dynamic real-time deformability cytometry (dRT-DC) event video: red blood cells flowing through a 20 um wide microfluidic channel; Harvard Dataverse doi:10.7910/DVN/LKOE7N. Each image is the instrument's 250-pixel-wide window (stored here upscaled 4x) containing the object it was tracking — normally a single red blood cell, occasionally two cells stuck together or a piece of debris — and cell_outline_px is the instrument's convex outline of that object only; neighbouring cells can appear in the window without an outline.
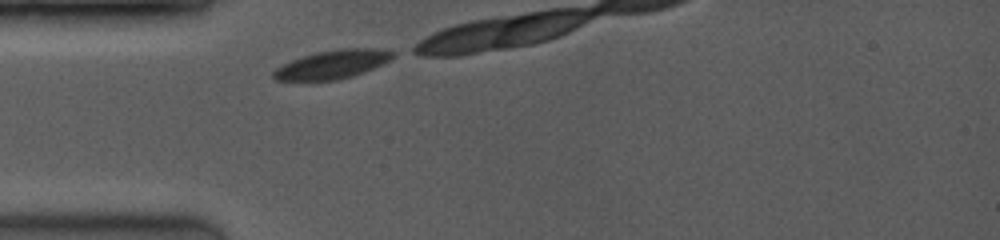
{"species": "common noctule bat (a hibernating species)", "species_latin": "Nyctalus noctula", "temperature_condition": "room temperature", "stored_images_in_passage": 4, "camera_frame_rate_fps": 3500, "um_per_image_px": 0.085, "animal": {"sex": "female", "body_mass_g": 19.0, "forearm_length_mm": 53.3}, "frame": {"image": 1, "passage_image": 1, "time_ms": 0.0, "image_size_px": [1000, 240], "cell_outline_px": [[396, 52], [388, 60], [364, 72], [352, 76], [336, 80], [276, 80], [272, 76], [272, 72], [276, 68], [292, 60], [316, 52], [340, 48], [384, 48]], "centroid_in_image_um": [28.26, 5.46], "position_along_channel_um": 56.7, "area_um2": 19.65}}